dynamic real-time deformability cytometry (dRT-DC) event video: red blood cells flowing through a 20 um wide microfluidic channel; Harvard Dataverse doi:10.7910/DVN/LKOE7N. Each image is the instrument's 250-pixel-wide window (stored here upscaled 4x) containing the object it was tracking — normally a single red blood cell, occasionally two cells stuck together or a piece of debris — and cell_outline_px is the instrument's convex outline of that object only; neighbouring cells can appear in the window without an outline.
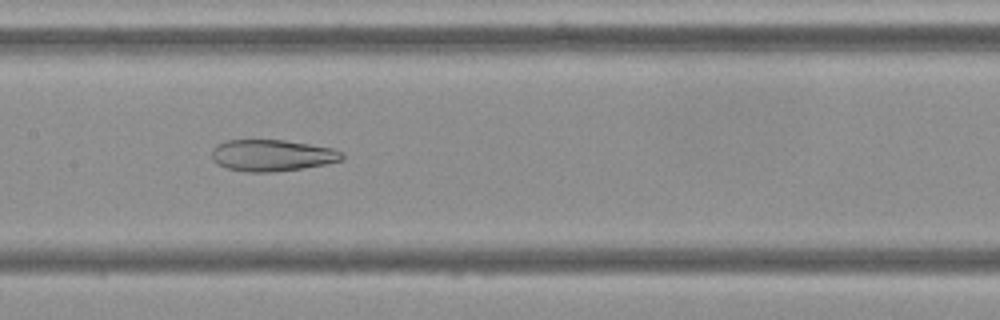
{"species": "Egyptian fruit bat (a non-hibernating species)", "species_latin": "Rousettus aegyptiacus", "temperature_condition": "cold", "stored_images_in_passage": 55, "camera_frame_rate_fps": 3000, "um_per_image_px": 0.085, "frame": {"image": 1, "passage_image": 27, "time_ms": 8.667, "image_size_px": [1000, 320], "cell_outline_px": [[344, 160], [324, 164], [300, 168], [272, 172], [248, 172], [228, 168], [216, 164], [212, 160], [212, 148], [216, 144], [224, 140], [284, 140], [332, 148], [344, 152]], "centroid_in_image_um": [23.1, 13.2], "position_along_channel_um": 184.3, "area_um2": 23.99}}
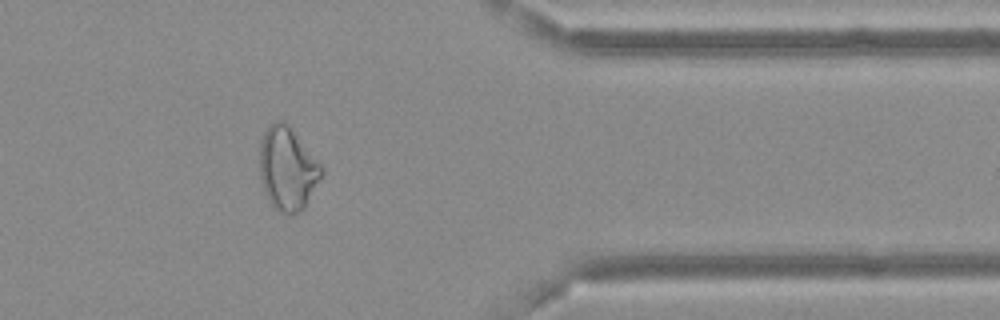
{"frame": {"image": 2, "passage_image": 45, "time_ms": 14.667, "image_size_px": [1000, 320], "cell_outline_px": [[324, 172], [304, 208], [300, 212], [288, 216], [272, 208], [264, 192], [260, 180], [260, 140], [268, 124], [272, 120], [284, 120], [288, 124], [324, 164]], "centroid_in_image_um": [24.45, 14.32], "position_along_channel_um": 387.0, "area_um2": 30.98}}
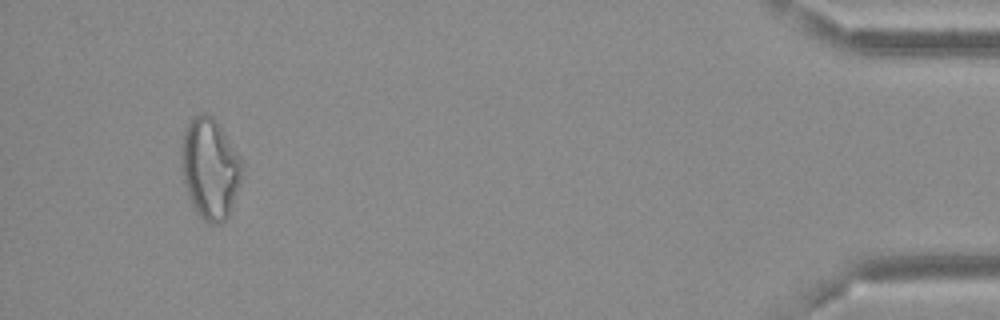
{"frame": {"image": 3, "passage_image": 52, "time_ms": 17.0, "image_size_px": [1000, 320], "cell_outline_px": [[244, 168], [228, 220], [220, 224], [208, 224], [196, 212], [188, 196], [180, 164], [180, 152], [184, 128], [196, 116], [204, 112], [212, 116], [216, 120], [244, 164]], "centroid_in_image_um": [17.84, 14.36], "position_along_channel_um": 417.4, "area_um2": 35.84}}